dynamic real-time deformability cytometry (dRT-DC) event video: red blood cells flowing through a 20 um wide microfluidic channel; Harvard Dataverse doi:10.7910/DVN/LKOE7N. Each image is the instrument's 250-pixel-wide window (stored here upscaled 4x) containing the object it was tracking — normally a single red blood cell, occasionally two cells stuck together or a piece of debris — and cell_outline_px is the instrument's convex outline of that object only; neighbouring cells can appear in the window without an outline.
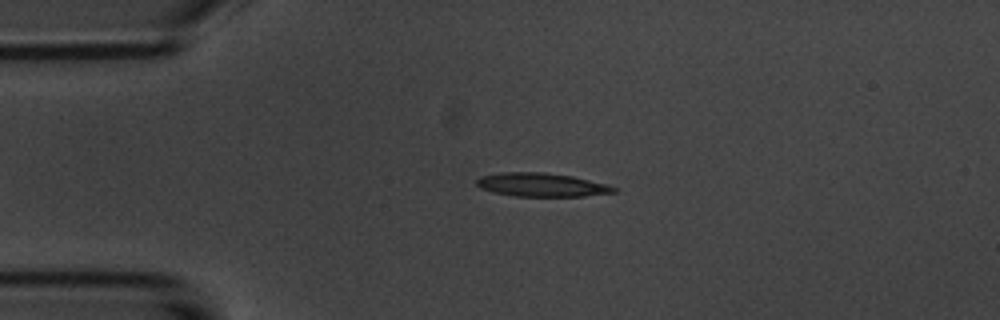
{"species": "common noctule bat (a hibernating species)", "species_latin": "Nyctalus noctula", "temperature_condition": "room temperature", "stored_images_in_passage": 2, "camera_frame_rate_fps": 3000, "um_per_image_px": 0.085, "animal": {"sex": "male", "body_mass_g": 20.1, "forearm_length_mm": 53.5}, "frame": {"image": 1, "passage_image": 1, "time_ms": 0.0, "image_size_px": [1000, 320], "cell_outline_px": [[616, 192], [584, 196], [516, 196], [492, 192], [480, 188], [476, 184], [476, 180], [480, 176], [500, 172], [544, 172], [572, 176], [608, 184], [616, 188]], "centroid_in_image_um": [46.01, 15.7], "position_along_channel_um": 39.0, "area_um2": 18.9}}